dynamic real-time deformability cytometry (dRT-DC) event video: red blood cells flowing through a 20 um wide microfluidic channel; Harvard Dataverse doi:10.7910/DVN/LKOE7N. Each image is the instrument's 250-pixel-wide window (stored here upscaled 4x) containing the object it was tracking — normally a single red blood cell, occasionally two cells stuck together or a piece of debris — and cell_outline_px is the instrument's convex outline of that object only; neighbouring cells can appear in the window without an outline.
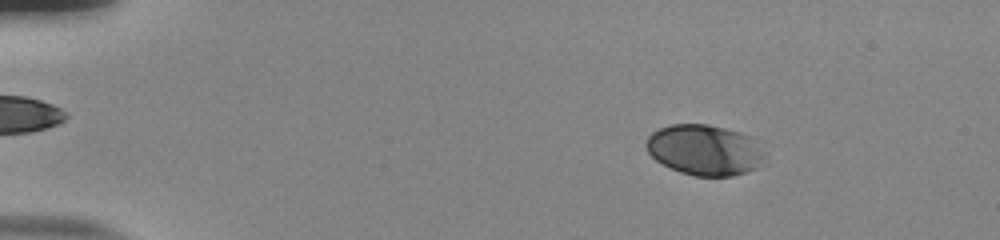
{"species": "human", "species_latin": "Homo sapiens", "temperature_condition": "room temperature", "stored_images_in_passage": 56, "camera_frame_rate_fps": 3000, "um_per_image_px": 0.085, "donor": {"sex": "male"}, "frame": {"image": 1, "passage_image": 9, "time_ms": 2.667, "image_size_px": [1000, 240], "cell_outline_px": [[768, 156], [756, 168], [732, 176], [696, 176], [680, 172], [656, 160], [648, 152], [644, 144], [648, 136], [652, 132], [660, 128], [672, 124], [708, 124], [724, 128], [748, 136], [756, 140], [768, 152]], "centroid_in_image_um": [59.92, 12.74], "position_along_channel_um": 25.1, "area_um2": 35.14}}
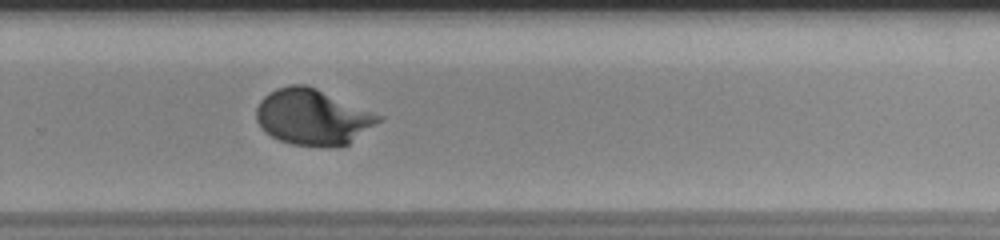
{"frame": {"image": 2, "passage_image": 39, "time_ms": 12.667, "image_size_px": [1000, 240], "cell_outline_px": [[384, 116], [380, 120], [348, 144], [340, 148], [320, 148], [292, 144], [280, 140], [264, 132], [256, 120], [256, 108], [260, 100], [264, 96], [276, 88], [288, 84], [304, 84], [316, 88]], "centroid_in_image_um": [26.55, 9.96], "position_along_channel_um": 303.2, "area_um2": 40.06}}
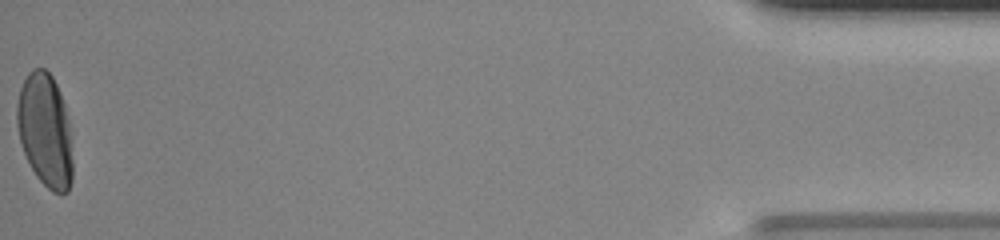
{"frame": {"image": 3, "passage_image": 56, "time_ms": 18.333, "image_size_px": [1000, 240], "cell_outline_px": [[72, 180], [68, 192], [52, 192], [36, 176], [24, 152], [20, 140], [16, 120], [16, 104], [20, 88], [28, 72], [32, 68], [44, 68], [52, 76], [60, 92], [64, 104], [72, 136]], "centroid_in_image_um": [3.84, 11.06], "position_along_channel_um": 431.4, "area_um2": 36.93}, "authors_computed_cell_mechanics": {"area_um2": 36.3851, "velocity_mm_per_s": 3.7729, "shape_relaxation_time_tau1_ms": 2.8973, "shape_relaxation_time_tau2_ms": null, "deformation_change_tau1": 0.1588, "deformation_change_tau2": null}}